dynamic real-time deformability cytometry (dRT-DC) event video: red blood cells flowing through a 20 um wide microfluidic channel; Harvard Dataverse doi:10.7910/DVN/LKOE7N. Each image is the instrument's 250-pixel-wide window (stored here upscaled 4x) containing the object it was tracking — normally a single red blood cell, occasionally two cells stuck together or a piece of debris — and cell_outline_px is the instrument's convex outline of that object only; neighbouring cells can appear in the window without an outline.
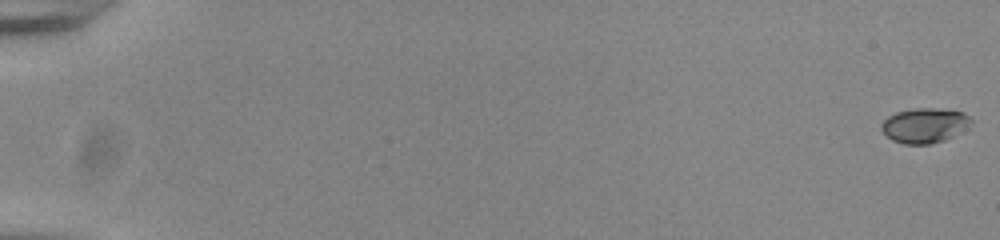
{"species": "common noctule bat (a hibernating species)", "species_latin": "Nyctalus noctula", "temperature_condition": "room temperature", "stored_images_in_passage": 57, "segment_of_instrument_passage": [1, 2], "camera_frame_rate_fps": 3000, "um_per_image_px": 0.085, "animal": {"sex": "male", "body_mass_g": 20.0, "forearm_length_mm": 53.3}, "frame": {"image": 1, "passage_image": 1, "time_ms": 0.0, "image_size_px": [1000, 240], "cell_outline_px": [[972, 124], [952, 136], [944, 140], [932, 144], [904, 144], [892, 140], [880, 128], [880, 124], [888, 116], [896, 112], [916, 108], [936, 108], [964, 112], [972, 120]], "centroid_in_image_um": [78.58, 10.65], "position_along_channel_um": 6.4, "area_um2": 18.15}}
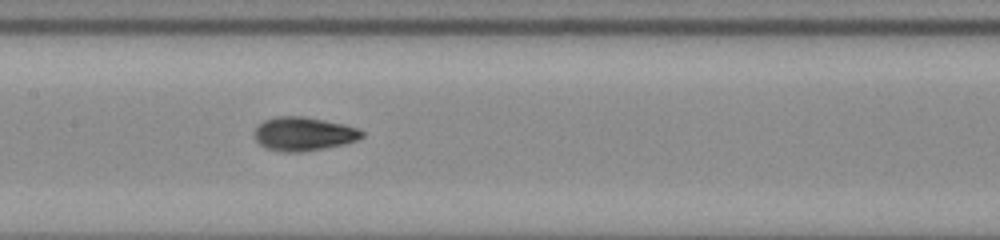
{"frame": {"image": 2, "passage_image": 30, "time_ms": 9.667, "image_size_px": [1000, 240], "cell_outline_px": [[364, 136], [356, 140], [344, 144], [324, 148], [300, 152], [280, 152], [264, 148], [252, 136], [252, 132], [264, 120], [272, 116], [304, 116], [344, 124], [356, 128], [364, 132]], "centroid_in_image_um": [25.75, 11.38], "position_along_channel_um": 181.7, "area_um2": 21.33}}
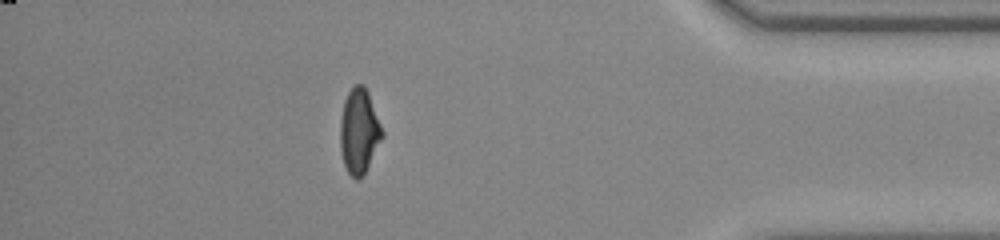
{"frame": {"image": 3, "passage_image": 50, "time_ms": 16.333, "image_size_px": [1000, 240], "cell_outline_px": [[384, 136], [364, 172], [356, 180], [348, 172], [344, 164], [340, 152], [340, 120], [344, 100], [348, 92], [356, 84], [364, 84], [368, 92], [384, 132]], "centroid_in_image_um": [30.52, 11.12], "position_along_channel_um": 404.7, "area_um2": 20.63}}